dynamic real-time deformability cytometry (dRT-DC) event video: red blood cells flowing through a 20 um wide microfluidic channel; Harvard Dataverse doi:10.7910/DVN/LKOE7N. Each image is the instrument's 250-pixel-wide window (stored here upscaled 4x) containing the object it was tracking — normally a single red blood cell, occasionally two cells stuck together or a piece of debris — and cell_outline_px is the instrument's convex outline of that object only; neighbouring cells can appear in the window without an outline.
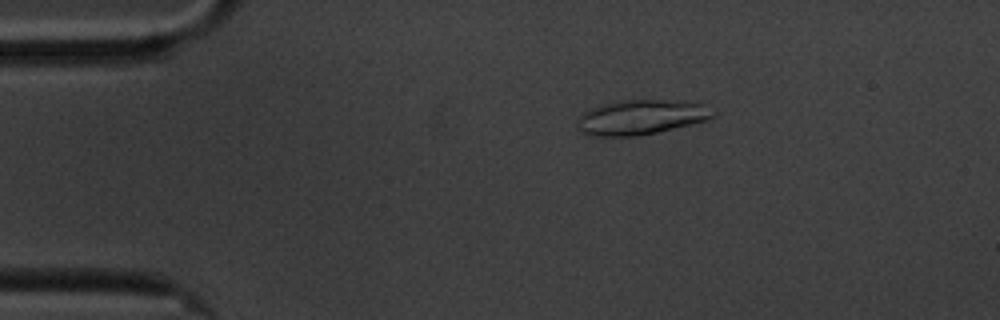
{"species": "common noctule bat (a hibernating species)", "species_latin": "Nyctalus noctula", "temperature_condition": "cold", "stored_images_in_passage": 50, "camera_frame_rate_fps": 3000, "um_per_image_px": 0.085, "animal": {"sex": "male", "body_mass_g": 20.1, "forearm_length_mm": 53.5}, "frame": {"image": 1, "passage_image": 2, "time_ms": 0.333, "image_size_px": [1000, 320], "cell_outline_px": [[716, 116], [708, 120], [692, 124], [656, 132], [636, 136], [588, 136], [576, 132], [576, 116], [588, 108], [600, 104], [620, 100], [664, 100], [704, 104], [716, 108]], "centroid_in_image_um": [54.42, 9.97], "position_along_channel_um": 30.6, "area_um2": 28.26}}
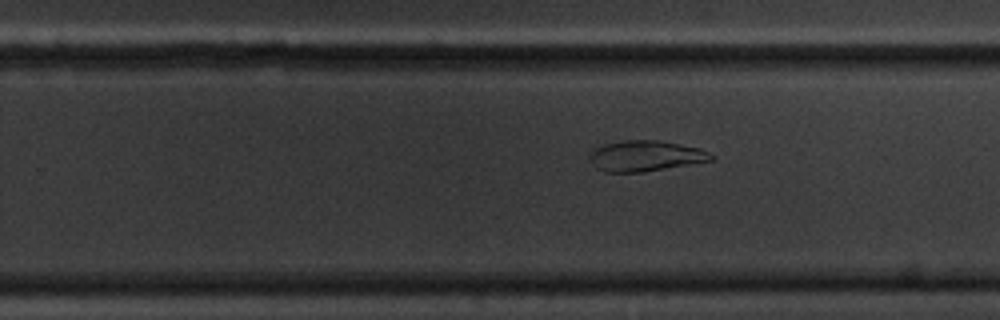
{"frame": {"image": 2, "passage_image": 28, "time_ms": 9.0, "image_size_px": [1000, 320], "cell_outline_px": [[716, 156], [712, 160], [640, 172], [604, 172], [596, 168], [592, 164], [592, 152], [596, 148], [604, 144], [624, 140], [656, 140], [680, 144], [700, 148]], "centroid_in_image_um": [54.88, 13.25], "position_along_channel_um": 274.9, "area_um2": 21.33}}
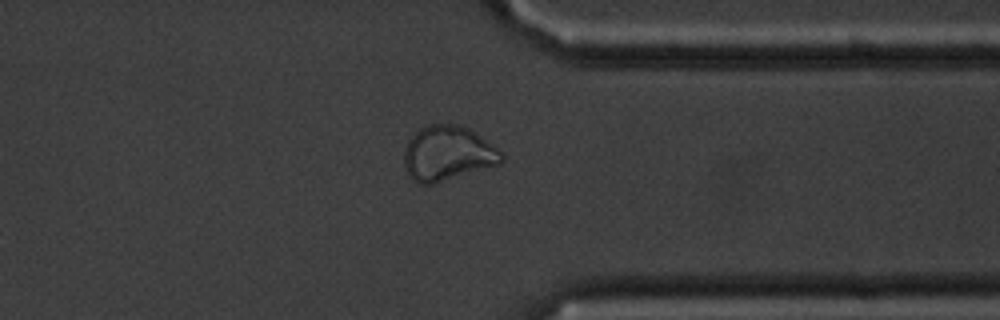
{"frame": {"image": 3, "passage_image": 37, "time_ms": 12.0, "image_size_px": [1000, 320], "cell_outline_px": [[504, 160], [500, 164], [432, 184], [416, 184], [408, 176], [404, 164], [404, 152], [412, 136], [420, 128], [428, 124], [460, 124], [468, 128], [496, 148], [504, 156]], "centroid_in_image_um": [38.03, 13.05], "position_along_channel_um": 373.4, "area_um2": 30.87}, "authors_computed_cell_mechanics": {"area_um2": 22.831, "velocity_mm_per_s": 3.3783, "shape_relaxation_time_tau1_ms": null, "shape_relaxation_time_tau2_ms": 6.9839, "deformation_change_tau1": null, "deformation_change_tau2": 0.0739}}